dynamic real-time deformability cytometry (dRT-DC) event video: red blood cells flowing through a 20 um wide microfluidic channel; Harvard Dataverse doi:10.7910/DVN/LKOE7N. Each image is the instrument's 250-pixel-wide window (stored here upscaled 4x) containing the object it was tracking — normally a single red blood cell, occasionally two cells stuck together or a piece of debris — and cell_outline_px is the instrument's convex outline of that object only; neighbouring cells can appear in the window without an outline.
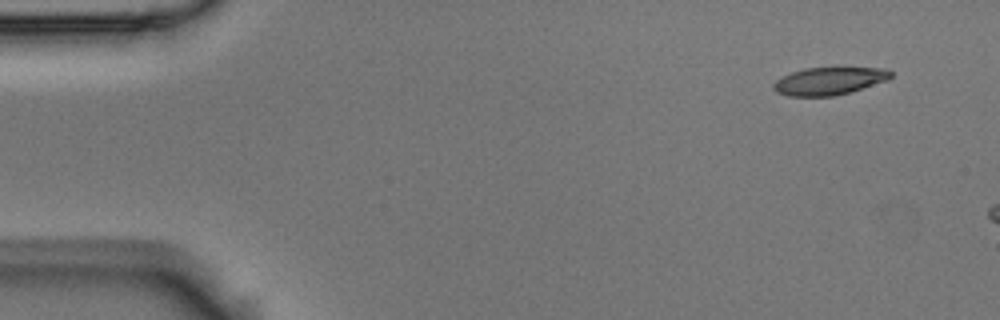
{"species": "Egyptian fruit bat (a non-hibernating species)", "species_latin": "Rousettus aegyptiacus", "temperature_condition": "room temperature", "stored_images_in_passage": 5, "camera_frame_rate_fps": 3000, "um_per_image_px": 0.085, "animal": {"sex": "male"}, "frame": {"image": 1, "passage_image": 1, "time_ms": 0.0, "image_size_px": [1000, 320], "cell_outline_px": [[892, 76], [888, 80], [848, 92], [832, 96], [788, 96], [776, 92], [772, 88], [772, 84], [776, 80], [792, 72], [804, 68], [888, 68], [892, 72]], "centroid_in_image_um": [70.46, 6.88], "position_along_channel_um": 14.5, "area_um2": 18.73}}